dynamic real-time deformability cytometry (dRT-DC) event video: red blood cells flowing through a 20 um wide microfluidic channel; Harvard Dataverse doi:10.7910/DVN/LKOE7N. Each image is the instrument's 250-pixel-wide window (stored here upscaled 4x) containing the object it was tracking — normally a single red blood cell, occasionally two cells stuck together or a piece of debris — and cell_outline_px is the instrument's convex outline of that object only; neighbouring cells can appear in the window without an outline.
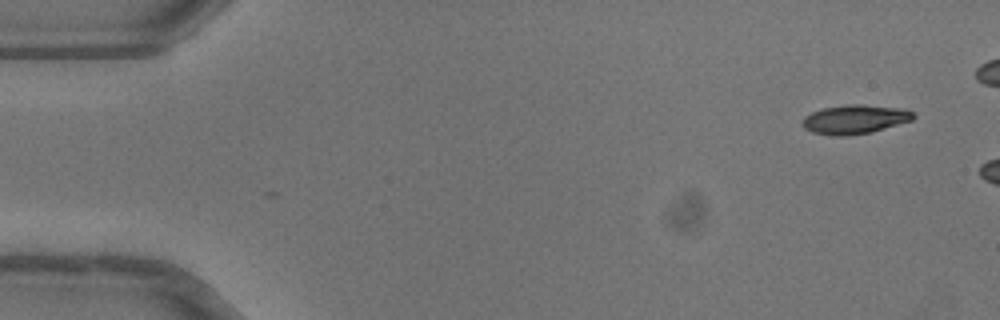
{"species": "common noctule bat (a hibernating species)", "species_latin": "Nyctalus noctula", "temperature_condition": "warm", "stored_images_in_passage": 5, "camera_frame_rate_fps": 3000, "um_per_image_px": 0.085, "animal": {"sex": "female"}, "frame": {"image": 1, "passage_image": 1, "time_ms": 0.0, "image_size_px": [1000, 320], "cell_outline_px": [[916, 116], [912, 120], [872, 132], [848, 136], [836, 136], [812, 132], [804, 128], [804, 116], [812, 112], [824, 108], [848, 104], [864, 104], [904, 108], [912, 112]], "centroid_in_image_um": [72.69, 10.14], "position_along_channel_um": 12.3, "area_um2": 18.79}}